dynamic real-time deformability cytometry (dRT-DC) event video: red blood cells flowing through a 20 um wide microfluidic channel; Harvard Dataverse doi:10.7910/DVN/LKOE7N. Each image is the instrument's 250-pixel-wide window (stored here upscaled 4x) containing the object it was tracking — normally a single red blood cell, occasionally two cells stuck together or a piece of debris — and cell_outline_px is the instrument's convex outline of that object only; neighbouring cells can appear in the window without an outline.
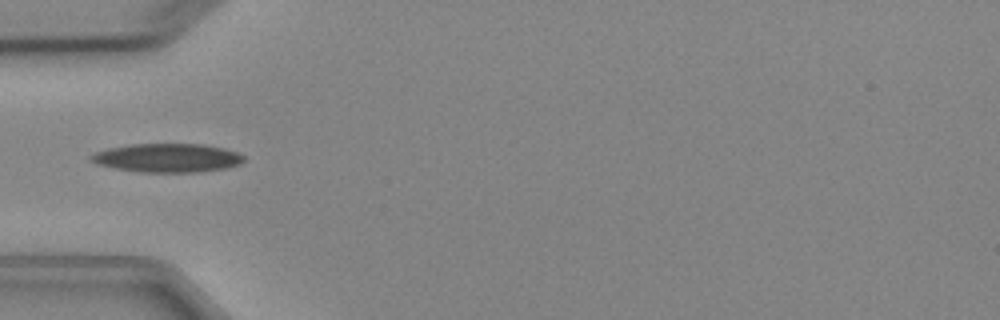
{"species": "Egyptian fruit bat (a non-hibernating species)", "species_latin": "Rousettus aegyptiacus", "temperature_condition": "cold", "stored_images_in_passage": 6, "camera_frame_rate_fps": 3000, "um_per_image_px": 0.085, "animal": {"sex": "female"}, "frame": {"image": 1, "passage_image": 5, "time_ms": 5.0, "image_size_px": [1000, 320], "cell_outline_px": [[244, 160], [240, 164], [228, 168], [196, 172], [144, 172], [116, 168], [96, 164], [88, 160], [88, 156], [96, 152], [108, 148], [128, 144], [204, 144], [224, 148], [236, 152], [244, 156]], "centroid_in_image_um": [14.21, 13.41], "position_along_channel_um": 70.8, "area_um2": 25.66}}